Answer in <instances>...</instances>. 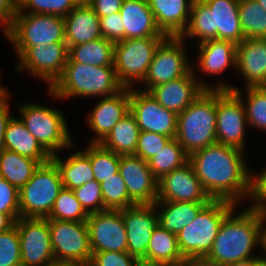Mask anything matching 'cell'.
<instances>
[{
    "instance_id": "1",
    "label": "cell",
    "mask_w": 266,
    "mask_h": 266,
    "mask_svg": "<svg viewBox=\"0 0 266 266\" xmlns=\"http://www.w3.org/2000/svg\"><path fill=\"white\" fill-rule=\"evenodd\" d=\"M244 152L216 143L189 155L196 176L212 200L238 205L251 199L253 175L246 166Z\"/></svg>"
},
{
    "instance_id": "2",
    "label": "cell",
    "mask_w": 266,
    "mask_h": 266,
    "mask_svg": "<svg viewBox=\"0 0 266 266\" xmlns=\"http://www.w3.org/2000/svg\"><path fill=\"white\" fill-rule=\"evenodd\" d=\"M249 207L234 214L233 209L221 223L211 251L206 258L217 266L255 256L254 248L266 251V213Z\"/></svg>"
},
{
    "instance_id": "3",
    "label": "cell",
    "mask_w": 266,
    "mask_h": 266,
    "mask_svg": "<svg viewBox=\"0 0 266 266\" xmlns=\"http://www.w3.org/2000/svg\"><path fill=\"white\" fill-rule=\"evenodd\" d=\"M197 38L199 43L210 39L240 44L244 34L240 26L239 0H193L190 19L180 36Z\"/></svg>"
},
{
    "instance_id": "4",
    "label": "cell",
    "mask_w": 266,
    "mask_h": 266,
    "mask_svg": "<svg viewBox=\"0 0 266 266\" xmlns=\"http://www.w3.org/2000/svg\"><path fill=\"white\" fill-rule=\"evenodd\" d=\"M123 88L117 79L114 66L67 62L62 75L48 91L53 98L65 100L73 96L109 97Z\"/></svg>"
},
{
    "instance_id": "5",
    "label": "cell",
    "mask_w": 266,
    "mask_h": 266,
    "mask_svg": "<svg viewBox=\"0 0 266 266\" xmlns=\"http://www.w3.org/2000/svg\"><path fill=\"white\" fill-rule=\"evenodd\" d=\"M217 89H204L178 114L176 139L188 155L217 143Z\"/></svg>"
},
{
    "instance_id": "6",
    "label": "cell",
    "mask_w": 266,
    "mask_h": 266,
    "mask_svg": "<svg viewBox=\"0 0 266 266\" xmlns=\"http://www.w3.org/2000/svg\"><path fill=\"white\" fill-rule=\"evenodd\" d=\"M235 207L236 204L225 200H211L207 203L194 220L177 234L182 257H206L221 223Z\"/></svg>"
},
{
    "instance_id": "7",
    "label": "cell",
    "mask_w": 266,
    "mask_h": 266,
    "mask_svg": "<svg viewBox=\"0 0 266 266\" xmlns=\"http://www.w3.org/2000/svg\"><path fill=\"white\" fill-rule=\"evenodd\" d=\"M5 36L12 42L20 58L32 46L66 43L64 17L16 12Z\"/></svg>"
},
{
    "instance_id": "8",
    "label": "cell",
    "mask_w": 266,
    "mask_h": 266,
    "mask_svg": "<svg viewBox=\"0 0 266 266\" xmlns=\"http://www.w3.org/2000/svg\"><path fill=\"white\" fill-rule=\"evenodd\" d=\"M18 108L22 115L19 118L51 156L58 150L72 149L73 140L62 112L39 103L20 104Z\"/></svg>"
},
{
    "instance_id": "9",
    "label": "cell",
    "mask_w": 266,
    "mask_h": 266,
    "mask_svg": "<svg viewBox=\"0 0 266 266\" xmlns=\"http://www.w3.org/2000/svg\"><path fill=\"white\" fill-rule=\"evenodd\" d=\"M167 37L123 39L114 43L113 65L119 83L134 88L148 74L158 46Z\"/></svg>"
},
{
    "instance_id": "10",
    "label": "cell",
    "mask_w": 266,
    "mask_h": 266,
    "mask_svg": "<svg viewBox=\"0 0 266 266\" xmlns=\"http://www.w3.org/2000/svg\"><path fill=\"white\" fill-rule=\"evenodd\" d=\"M62 189L56 164L52 160L40 164L31 179L19 189L20 217L47 218Z\"/></svg>"
},
{
    "instance_id": "11",
    "label": "cell",
    "mask_w": 266,
    "mask_h": 266,
    "mask_svg": "<svg viewBox=\"0 0 266 266\" xmlns=\"http://www.w3.org/2000/svg\"><path fill=\"white\" fill-rule=\"evenodd\" d=\"M51 246L58 262L89 263L92 251L86 222L49 220Z\"/></svg>"
},
{
    "instance_id": "12",
    "label": "cell",
    "mask_w": 266,
    "mask_h": 266,
    "mask_svg": "<svg viewBox=\"0 0 266 266\" xmlns=\"http://www.w3.org/2000/svg\"><path fill=\"white\" fill-rule=\"evenodd\" d=\"M185 41L181 37L168 36L157 48L150 64L148 74L142 81L148 92L152 87L179 79L192 68L185 48Z\"/></svg>"
},
{
    "instance_id": "13",
    "label": "cell",
    "mask_w": 266,
    "mask_h": 266,
    "mask_svg": "<svg viewBox=\"0 0 266 266\" xmlns=\"http://www.w3.org/2000/svg\"><path fill=\"white\" fill-rule=\"evenodd\" d=\"M216 116L217 143L244 151L248 122L243 102L233 91L217 89Z\"/></svg>"
},
{
    "instance_id": "14",
    "label": "cell",
    "mask_w": 266,
    "mask_h": 266,
    "mask_svg": "<svg viewBox=\"0 0 266 266\" xmlns=\"http://www.w3.org/2000/svg\"><path fill=\"white\" fill-rule=\"evenodd\" d=\"M22 266H46L55 262L51 246L49 219L20 217L16 222Z\"/></svg>"
},
{
    "instance_id": "15",
    "label": "cell",
    "mask_w": 266,
    "mask_h": 266,
    "mask_svg": "<svg viewBox=\"0 0 266 266\" xmlns=\"http://www.w3.org/2000/svg\"><path fill=\"white\" fill-rule=\"evenodd\" d=\"M195 70L192 68L185 76L154 86L148 92L161 106L178 115L186 110L204 89L230 91L231 84L223 82L214 86L202 80L198 81Z\"/></svg>"
},
{
    "instance_id": "16",
    "label": "cell",
    "mask_w": 266,
    "mask_h": 266,
    "mask_svg": "<svg viewBox=\"0 0 266 266\" xmlns=\"http://www.w3.org/2000/svg\"><path fill=\"white\" fill-rule=\"evenodd\" d=\"M127 234V252L147 266V247L153 230L158 226L154 204H134L121 209Z\"/></svg>"
},
{
    "instance_id": "17",
    "label": "cell",
    "mask_w": 266,
    "mask_h": 266,
    "mask_svg": "<svg viewBox=\"0 0 266 266\" xmlns=\"http://www.w3.org/2000/svg\"><path fill=\"white\" fill-rule=\"evenodd\" d=\"M135 88H130V112L135 116L140 131L175 138L178 115L161 106L149 92Z\"/></svg>"
},
{
    "instance_id": "18",
    "label": "cell",
    "mask_w": 266,
    "mask_h": 266,
    "mask_svg": "<svg viewBox=\"0 0 266 266\" xmlns=\"http://www.w3.org/2000/svg\"><path fill=\"white\" fill-rule=\"evenodd\" d=\"M86 224L92 252H127V234L121 210L91 213Z\"/></svg>"
},
{
    "instance_id": "19",
    "label": "cell",
    "mask_w": 266,
    "mask_h": 266,
    "mask_svg": "<svg viewBox=\"0 0 266 266\" xmlns=\"http://www.w3.org/2000/svg\"><path fill=\"white\" fill-rule=\"evenodd\" d=\"M67 60V44L53 42L47 46L30 47L15 68L18 72L25 68L32 76L42 78L50 88L62 75Z\"/></svg>"
},
{
    "instance_id": "20",
    "label": "cell",
    "mask_w": 266,
    "mask_h": 266,
    "mask_svg": "<svg viewBox=\"0 0 266 266\" xmlns=\"http://www.w3.org/2000/svg\"><path fill=\"white\" fill-rule=\"evenodd\" d=\"M211 200L190 162L158 180L156 202L209 203Z\"/></svg>"
},
{
    "instance_id": "21",
    "label": "cell",
    "mask_w": 266,
    "mask_h": 266,
    "mask_svg": "<svg viewBox=\"0 0 266 266\" xmlns=\"http://www.w3.org/2000/svg\"><path fill=\"white\" fill-rule=\"evenodd\" d=\"M119 173L135 204H154L158 196V180L148 162L134 155H120Z\"/></svg>"
},
{
    "instance_id": "22",
    "label": "cell",
    "mask_w": 266,
    "mask_h": 266,
    "mask_svg": "<svg viewBox=\"0 0 266 266\" xmlns=\"http://www.w3.org/2000/svg\"><path fill=\"white\" fill-rule=\"evenodd\" d=\"M130 112V88L117 94L103 97L87 117L89 128L96 134L89 143H101L112 128Z\"/></svg>"
},
{
    "instance_id": "23",
    "label": "cell",
    "mask_w": 266,
    "mask_h": 266,
    "mask_svg": "<svg viewBox=\"0 0 266 266\" xmlns=\"http://www.w3.org/2000/svg\"><path fill=\"white\" fill-rule=\"evenodd\" d=\"M245 87L266 86V38H245L236 47V67Z\"/></svg>"
},
{
    "instance_id": "24",
    "label": "cell",
    "mask_w": 266,
    "mask_h": 266,
    "mask_svg": "<svg viewBox=\"0 0 266 266\" xmlns=\"http://www.w3.org/2000/svg\"><path fill=\"white\" fill-rule=\"evenodd\" d=\"M156 25L163 34L180 37L186 30L193 0H147Z\"/></svg>"
},
{
    "instance_id": "25",
    "label": "cell",
    "mask_w": 266,
    "mask_h": 266,
    "mask_svg": "<svg viewBox=\"0 0 266 266\" xmlns=\"http://www.w3.org/2000/svg\"><path fill=\"white\" fill-rule=\"evenodd\" d=\"M125 39L168 37L156 25L147 0H123L120 9Z\"/></svg>"
},
{
    "instance_id": "26",
    "label": "cell",
    "mask_w": 266,
    "mask_h": 266,
    "mask_svg": "<svg viewBox=\"0 0 266 266\" xmlns=\"http://www.w3.org/2000/svg\"><path fill=\"white\" fill-rule=\"evenodd\" d=\"M64 22L67 46H75L102 37L99 17L85 0L64 17Z\"/></svg>"
},
{
    "instance_id": "27",
    "label": "cell",
    "mask_w": 266,
    "mask_h": 266,
    "mask_svg": "<svg viewBox=\"0 0 266 266\" xmlns=\"http://www.w3.org/2000/svg\"><path fill=\"white\" fill-rule=\"evenodd\" d=\"M198 45L197 65L203 74H222L229 66L236 67L237 45L235 43L221 39H210L198 43Z\"/></svg>"
},
{
    "instance_id": "28",
    "label": "cell",
    "mask_w": 266,
    "mask_h": 266,
    "mask_svg": "<svg viewBox=\"0 0 266 266\" xmlns=\"http://www.w3.org/2000/svg\"><path fill=\"white\" fill-rule=\"evenodd\" d=\"M4 149L38 160L41 164L51 160V155L40 145L18 117H11L5 136Z\"/></svg>"
},
{
    "instance_id": "29",
    "label": "cell",
    "mask_w": 266,
    "mask_h": 266,
    "mask_svg": "<svg viewBox=\"0 0 266 266\" xmlns=\"http://www.w3.org/2000/svg\"><path fill=\"white\" fill-rule=\"evenodd\" d=\"M183 259L179 251L177 235L158 224L152 232L147 247V266L176 265Z\"/></svg>"
},
{
    "instance_id": "30",
    "label": "cell",
    "mask_w": 266,
    "mask_h": 266,
    "mask_svg": "<svg viewBox=\"0 0 266 266\" xmlns=\"http://www.w3.org/2000/svg\"><path fill=\"white\" fill-rule=\"evenodd\" d=\"M51 160L59 170L63 188L74 190L95 180L90 157L84 151H76L65 161L55 154L52 155Z\"/></svg>"
},
{
    "instance_id": "31",
    "label": "cell",
    "mask_w": 266,
    "mask_h": 266,
    "mask_svg": "<svg viewBox=\"0 0 266 266\" xmlns=\"http://www.w3.org/2000/svg\"><path fill=\"white\" fill-rule=\"evenodd\" d=\"M207 203L198 202H155L158 223L161 227L178 234L189 225ZM160 208V209H158ZM160 210V211H159Z\"/></svg>"
},
{
    "instance_id": "32",
    "label": "cell",
    "mask_w": 266,
    "mask_h": 266,
    "mask_svg": "<svg viewBox=\"0 0 266 266\" xmlns=\"http://www.w3.org/2000/svg\"><path fill=\"white\" fill-rule=\"evenodd\" d=\"M140 134L135 116L129 112L100 143L104 148L119 155H134Z\"/></svg>"
},
{
    "instance_id": "33",
    "label": "cell",
    "mask_w": 266,
    "mask_h": 266,
    "mask_svg": "<svg viewBox=\"0 0 266 266\" xmlns=\"http://www.w3.org/2000/svg\"><path fill=\"white\" fill-rule=\"evenodd\" d=\"M67 47V62H79L92 66H114V42L103 37Z\"/></svg>"
},
{
    "instance_id": "34",
    "label": "cell",
    "mask_w": 266,
    "mask_h": 266,
    "mask_svg": "<svg viewBox=\"0 0 266 266\" xmlns=\"http://www.w3.org/2000/svg\"><path fill=\"white\" fill-rule=\"evenodd\" d=\"M38 160L3 149L0 152V172L11 185L20 189L40 166Z\"/></svg>"
},
{
    "instance_id": "35",
    "label": "cell",
    "mask_w": 266,
    "mask_h": 266,
    "mask_svg": "<svg viewBox=\"0 0 266 266\" xmlns=\"http://www.w3.org/2000/svg\"><path fill=\"white\" fill-rule=\"evenodd\" d=\"M148 166L154 177L159 180L164 175L184 166L189 162V155L176 138H172L162 150L150 160Z\"/></svg>"
},
{
    "instance_id": "36",
    "label": "cell",
    "mask_w": 266,
    "mask_h": 266,
    "mask_svg": "<svg viewBox=\"0 0 266 266\" xmlns=\"http://www.w3.org/2000/svg\"><path fill=\"white\" fill-rule=\"evenodd\" d=\"M230 91H233L243 102L248 126L266 131V86L246 87V98L238 88L230 86Z\"/></svg>"
},
{
    "instance_id": "37",
    "label": "cell",
    "mask_w": 266,
    "mask_h": 266,
    "mask_svg": "<svg viewBox=\"0 0 266 266\" xmlns=\"http://www.w3.org/2000/svg\"><path fill=\"white\" fill-rule=\"evenodd\" d=\"M239 19L245 38H266V10L256 0H239Z\"/></svg>"
},
{
    "instance_id": "38",
    "label": "cell",
    "mask_w": 266,
    "mask_h": 266,
    "mask_svg": "<svg viewBox=\"0 0 266 266\" xmlns=\"http://www.w3.org/2000/svg\"><path fill=\"white\" fill-rule=\"evenodd\" d=\"M83 151L90 157L97 182L102 183L119 171L120 155L104 148L100 143H89Z\"/></svg>"
},
{
    "instance_id": "39",
    "label": "cell",
    "mask_w": 266,
    "mask_h": 266,
    "mask_svg": "<svg viewBox=\"0 0 266 266\" xmlns=\"http://www.w3.org/2000/svg\"><path fill=\"white\" fill-rule=\"evenodd\" d=\"M89 214L75 197L72 190L63 188L55 199L49 220L86 222Z\"/></svg>"
},
{
    "instance_id": "40",
    "label": "cell",
    "mask_w": 266,
    "mask_h": 266,
    "mask_svg": "<svg viewBox=\"0 0 266 266\" xmlns=\"http://www.w3.org/2000/svg\"><path fill=\"white\" fill-rule=\"evenodd\" d=\"M100 184L106 209L121 210L135 204L129 198L127 187L119 171Z\"/></svg>"
},
{
    "instance_id": "41",
    "label": "cell",
    "mask_w": 266,
    "mask_h": 266,
    "mask_svg": "<svg viewBox=\"0 0 266 266\" xmlns=\"http://www.w3.org/2000/svg\"><path fill=\"white\" fill-rule=\"evenodd\" d=\"M81 1L82 0H17V12L65 17Z\"/></svg>"
},
{
    "instance_id": "42",
    "label": "cell",
    "mask_w": 266,
    "mask_h": 266,
    "mask_svg": "<svg viewBox=\"0 0 266 266\" xmlns=\"http://www.w3.org/2000/svg\"><path fill=\"white\" fill-rule=\"evenodd\" d=\"M0 266H22L17 226L0 232Z\"/></svg>"
},
{
    "instance_id": "43",
    "label": "cell",
    "mask_w": 266,
    "mask_h": 266,
    "mask_svg": "<svg viewBox=\"0 0 266 266\" xmlns=\"http://www.w3.org/2000/svg\"><path fill=\"white\" fill-rule=\"evenodd\" d=\"M72 191L88 214L107 210L104 207L101 184L96 180H91Z\"/></svg>"
},
{
    "instance_id": "44",
    "label": "cell",
    "mask_w": 266,
    "mask_h": 266,
    "mask_svg": "<svg viewBox=\"0 0 266 266\" xmlns=\"http://www.w3.org/2000/svg\"><path fill=\"white\" fill-rule=\"evenodd\" d=\"M171 139V137L155 132L140 131L134 156L148 161L162 150Z\"/></svg>"
},
{
    "instance_id": "45",
    "label": "cell",
    "mask_w": 266,
    "mask_h": 266,
    "mask_svg": "<svg viewBox=\"0 0 266 266\" xmlns=\"http://www.w3.org/2000/svg\"><path fill=\"white\" fill-rule=\"evenodd\" d=\"M0 212L15 222L20 218L19 189L6 181L0 172Z\"/></svg>"
},
{
    "instance_id": "46",
    "label": "cell",
    "mask_w": 266,
    "mask_h": 266,
    "mask_svg": "<svg viewBox=\"0 0 266 266\" xmlns=\"http://www.w3.org/2000/svg\"><path fill=\"white\" fill-rule=\"evenodd\" d=\"M93 266H142L141 262L128 252H92Z\"/></svg>"
},
{
    "instance_id": "47",
    "label": "cell",
    "mask_w": 266,
    "mask_h": 266,
    "mask_svg": "<svg viewBox=\"0 0 266 266\" xmlns=\"http://www.w3.org/2000/svg\"><path fill=\"white\" fill-rule=\"evenodd\" d=\"M102 37L112 42L125 39V29H122L120 12L99 18Z\"/></svg>"
},
{
    "instance_id": "48",
    "label": "cell",
    "mask_w": 266,
    "mask_h": 266,
    "mask_svg": "<svg viewBox=\"0 0 266 266\" xmlns=\"http://www.w3.org/2000/svg\"><path fill=\"white\" fill-rule=\"evenodd\" d=\"M259 176L252 177V203L249 204L266 213V167Z\"/></svg>"
},
{
    "instance_id": "49",
    "label": "cell",
    "mask_w": 266,
    "mask_h": 266,
    "mask_svg": "<svg viewBox=\"0 0 266 266\" xmlns=\"http://www.w3.org/2000/svg\"><path fill=\"white\" fill-rule=\"evenodd\" d=\"M85 2L100 18L119 12L122 7L123 0H85Z\"/></svg>"
},
{
    "instance_id": "50",
    "label": "cell",
    "mask_w": 266,
    "mask_h": 266,
    "mask_svg": "<svg viewBox=\"0 0 266 266\" xmlns=\"http://www.w3.org/2000/svg\"><path fill=\"white\" fill-rule=\"evenodd\" d=\"M17 12V0H0V27L6 33L13 24Z\"/></svg>"
},
{
    "instance_id": "51",
    "label": "cell",
    "mask_w": 266,
    "mask_h": 266,
    "mask_svg": "<svg viewBox=\"0 0 266 266\" xmlns=\"http://www.w3.org/2000/svg\"><path fill=\"white\" fill-rule=\"evenodd\" d=\"M7 92L0 97V152L4 149V136H5V131L7 124L9 120L11 119L12 116H10V111H9V104H8V97L10 95Z\"/></svg>"
},
{
    "instance_id": "52",
    "label": "cell",
    "mask_w": 266,
    "mask_h": 266,
    "mask_svg": "<svg viewBox=\"0 0 266 266\" xmlns=\"http://www.w3.org/2000/svg\"><path fill=\"white\" fill-rule=\"evenodd\" d=\"M179 264L181 266H217L206 257H186Z\"/></svg>"
},
{
    "instance_id": "53",
    "label": "cell",
    "mask_w": 266,
    "mask_h": 266,
    "mask_svg": "<svg viewBox=\"0 0 266 266\" xmlns=\"http://www.w3.org/2000/svg\"><path fill=\"white\" fill-rule=\"evenodd\" d=\"M15 225V221L5 213L0 212V232L9 230Z\"/></svg>"
},
{
    "instance_id": "54",
    "label": "cell",
    "mask_w": 266,
    "mask_h": 266,
    "mask_svg": "<svg viewBox=\"0 0 266 266\" xmlns=\"http://www.w3.org/2000/svg\"><path fill=\"white\" fill-rule=\"evenodd\" d=\"M258 257H248L240 259L236 262L227 264L226 266H254V262Z\"/></svg>"
},
{
    "instance_id": "55",
    "label": "cell",
    "mask_w": 266,
    "mask_h": 266,
    "mask_svg": "<svg viewBox=\"0 0 266 266\" xmlns=\"http://www.w3.org/2000/svg\"><path fill=\"white\" fill-rule=\"evenodd\" d=\"M265 256H259L255 262H254V266H266V251L264 252Z\"/></svg>"
},
{
    "instance_id": "56",
    "label": "cell",
    "mask_w": 266,
    "mask_h": 266,
    "mask_svg": "<svg viewBox=\"0 0 266 266\" xmlns=\"http://www.w3.org/2000/svg\"><path fill=\"white\" fill-rule=\"evenodd\" d=\"M46 266H77V265L72 264V263H67V262L55 261L53 263L47 264Z\"/></svg>"
},
{
    "instance_id": "57",
    "label": "cell",
    "mask_w": 266,
    "mask_h": 266,
    "mask_svg": "<svg viewBox=\"0 0 266 266\" xmlns=\"http://www.w3.org/2000/svg\"><path fill=\"white\" fill-rule=\"evenodd\" d=\"M258 2V4L264 9L266 10V0H256Z\"/></svg>"
},
{
    "instance_id": "58",
    "label": "cell",
    "mask_w": 266,
    "mask_h": 266,
    "mask_svg": "<svg viewBox=\"0 0 266 266\" xmlns=\"http://www.w3.org/2000/svg\"><path fill=\"white\" fill-rule=\"evenodd\" d=\"M2 84L0 83V97H2L6 92H7V88L5 89Z\"/></svg>"
},
{
    "instance_id": "59",
    "label": "cell",
    "mask_w": 266,
    "mask_h": 266,
    "mask_svg": "<svg viewBox=\"0 0 266 266\" xmlns=\"http://www.w3.org/2000/svg\"><path fill=\"white\" fill-rule=\"evenodd\" d=\"M77 266H93V265L89 262V263L79 264Z\"/></svg>"
},
{
    "instance_id": "60",
    "label": "cell",
    "mask_w": 266,
    "mask_h": 266,
    "mask_svg": "<svg viewBox=\"0 0 266 266\" xmlns=\"http://www.w3.org/2000/svg\"><path fill=\"white\" fill-rule=\"evenodd\" d=\"M169 266H181L180 264H176V265H169Z\"/></svg>"
}]
</instances>
